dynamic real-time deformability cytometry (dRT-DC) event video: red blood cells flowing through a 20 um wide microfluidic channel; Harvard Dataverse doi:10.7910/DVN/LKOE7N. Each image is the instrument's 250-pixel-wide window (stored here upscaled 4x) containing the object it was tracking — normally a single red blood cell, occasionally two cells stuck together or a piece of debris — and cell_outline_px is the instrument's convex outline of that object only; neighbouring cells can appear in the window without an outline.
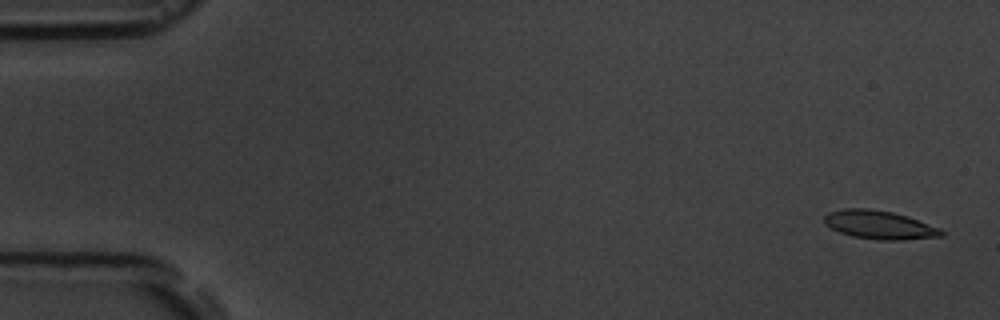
{"species": "common noctule bat (a hibernating species)", "species_latin": "Nyctalus noctula", "temperature_condition": "room temperature", "stored_images_in_passage": 5, "camera_frame_rate_fps": 3000, "um_per_image_px": 0.085, "animal": {"sex": "male", "body_mass_g": 19.5, "forearm_length_mm": 54.6}, "frame": {"image": 1, "passage_image": 1, "time_ms": 0.0, "image_size_px": [1000, 320], "cell_outline_px": [[944, 236], [900, 240], [880, 240], [852, 236], [840, 232], [824, 224], [824, 216], [828, 212], [844, 208], [864, 208], [892, 212], [908, 216], [940, 228], [944, 232]], "centroid_in_image_um": [74.75, 19.11], "position_along_channel_um": 10.3, "area_um2": 19.42}}
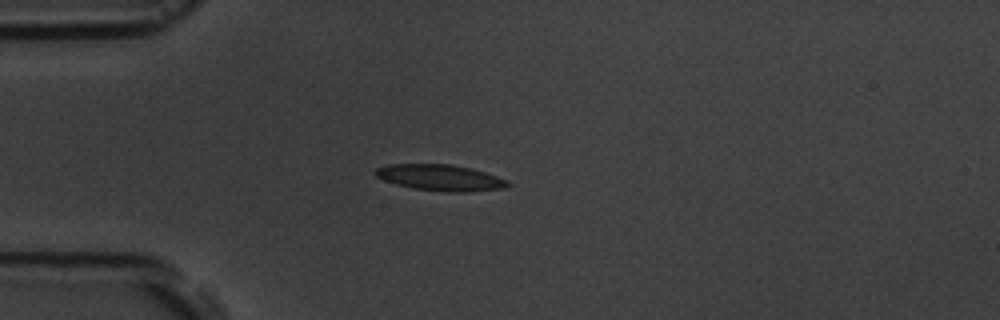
{"frame": {"image": 2, "passage_image": 5, "time_ms": 4.333, "image_size_px": [1000, 320], "cell_outline_px": [[512, 184], [504, 188], [464, 192], [448, 192], [416, 188], [396, 184], [384, 180], [376, 176], [376, 168], [388, 164], [452, 164], [484, 172], [508, 180]], "centroid_in_image_um": [37.44, 15.09], "position_along_channel_um": 47.6, "area_um2": 19.88}}